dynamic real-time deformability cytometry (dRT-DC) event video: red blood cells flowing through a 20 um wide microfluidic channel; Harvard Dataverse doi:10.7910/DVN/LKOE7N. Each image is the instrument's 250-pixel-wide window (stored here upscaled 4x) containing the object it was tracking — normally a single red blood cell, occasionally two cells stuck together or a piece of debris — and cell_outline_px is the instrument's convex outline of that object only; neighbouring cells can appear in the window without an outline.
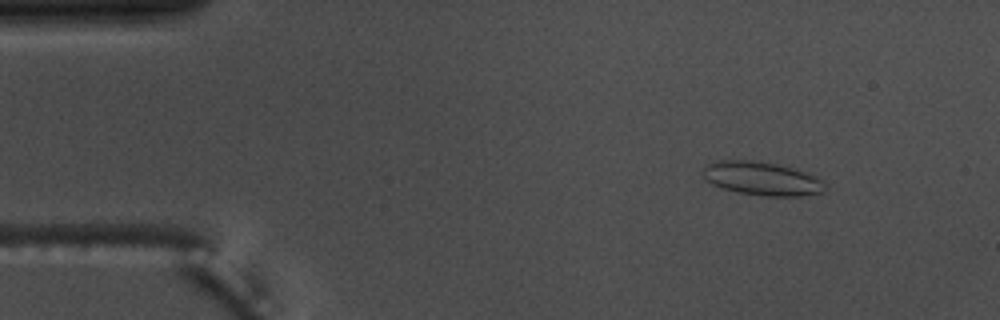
{"species": "common noctule bat (a hibernating species)", "species_latin": "Nyctalus noctula", "temperature_condition": "warm", "stored_images_in_passage": 54, "camera_frame_rate_fps": 3000, "um_per_image_px": 0.085, "animal": {"sex": "male", "body_mass_g": 17.5, "forearm_length_mm": 52.3}, "frame": {"image": 1, "passage_image": 6, "time_ms": 1.667, "image_size_px": [1000, 320], "cell_outline_px": [[824, 192], [800, 196], [768, 196], [736, 192], [712, 184], [704, 180], [704, 168], [708, 164], [720, 160], [752, 160], [776, 164], [792, 168], [816, 176], [824, 180]], "centroid_in_image_um": [64.77, 15.18], "position_along_channel_um": 20.2, "area_um2": 23.7}}
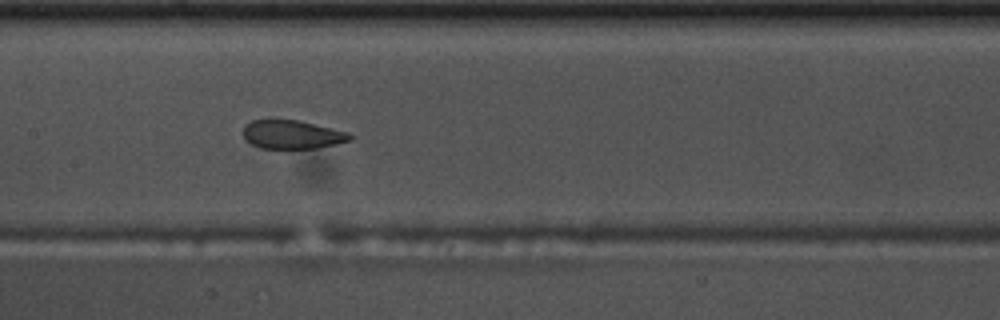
{"frame": {"image": 2, "passage_image": 26, "time_ms": 8.333, "image_size_px": [1000, 320], "cell_outline_px": [[352, 140], [336, 144], [316, 148], [260, 148], [244, 140], [244, 128], [252, 120], [300, 120], [348, 132], [352, 136]], "centroid_in_image_um": [24.85, 11.44], "position_along_channel_um": 182.5, "area_um2": 17.69}}
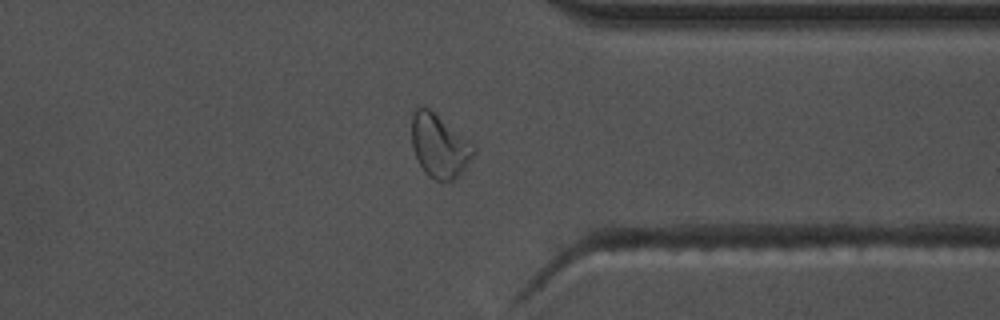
{"frame": {"image": 3, "passage_image": 42, "time_ms": 13.667, "image_size_px": [1000, 320], "cell_outline_px": [[476, 152], [464, 168], [452, 180], [436, 180], [428, 176], [424, 172], [412, 148], [412, 116], [416, 108], [420, 104], [428, 108], [468, 140], [476, 148]], "centroid_in_image_um": [37.32, 12.39], "position_along_channel_um": 374.1, "area_um2": 22.37}, "authors_computed_cell_mechanics": {"area_um2": 21.2126, "velocity_mm_per_s": 3.6768, "shape_relaxation_time_tau1_ms": 10.7055, "shape_relaxation_time_tau2_ms": 1.3229, "deformation_change_tau1": 0.225, "deformation_change_tau2": 0.0784}}